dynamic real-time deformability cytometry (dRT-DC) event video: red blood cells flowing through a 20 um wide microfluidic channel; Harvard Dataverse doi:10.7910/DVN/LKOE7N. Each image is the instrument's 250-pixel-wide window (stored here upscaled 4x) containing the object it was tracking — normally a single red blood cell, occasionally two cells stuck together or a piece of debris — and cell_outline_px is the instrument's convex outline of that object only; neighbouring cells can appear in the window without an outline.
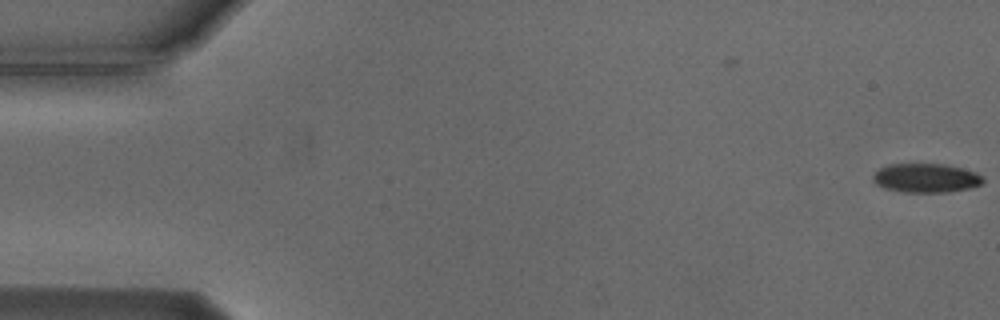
{"species": "Egyptian fruit bat (a non-hibernating species)", "species_latin": "Rousettus aegyptiacus", "temperature_condition": "cold", "stored_images_in_passage": 3, "camera_frame_rate_fps": 3000, "um_per_image_px": 0.085, "animal": {"sex": "male"}, "frame": {"image": 1, "passage_image": 3, "time_ms": 0.667, "image_size_px": [1000, 320], "cell_outline_px": [[984, 180], [980, 184], [972, 188], [948, 192], [904, 192], [884, 188], [876, 184], [872, 180], [872, 176], [880, 168], [888, 164], [944, 164], [976, 172], [984, 176]], "centroid_in_image_um": [78.71, 15.13], "position_along_channel_um": 6.3, "area_um2": 18.67}}